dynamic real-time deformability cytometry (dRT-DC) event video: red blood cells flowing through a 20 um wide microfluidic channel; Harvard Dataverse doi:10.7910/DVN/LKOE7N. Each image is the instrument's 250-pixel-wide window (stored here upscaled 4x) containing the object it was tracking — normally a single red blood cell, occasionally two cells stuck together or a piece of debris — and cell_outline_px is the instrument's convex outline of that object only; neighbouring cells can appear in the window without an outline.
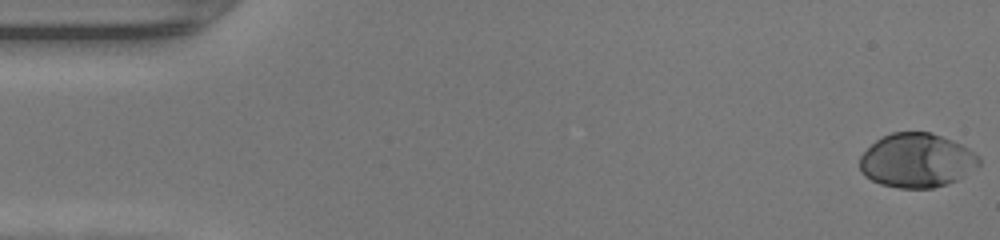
{"species": "human", "species_latin": "Homo sapiens", "temperature_condition": "warm", "stored_images_in_passage": 48, "camera_frame_rate_fps": 3000, "um_per_image_px": 0.085, "donor": {"sex": "female"}, "frame": {"image": 1, "passage_image": 1, "time_ms": 0.0, "image_size_px": [1000, 240], "cell_outline_px": [[980, 164], [964, 176], [948, 184], [932, 188], [900, 188], [880, 184], [864, 176], [860, 172], [860, 156], [876, 140], [892, 132], [932, 132], [952, 140], [968, 148], [980, 156]], "centroid_in_image_um": [77.93, 13.64], "position_along_channel_um": 7.1, "area_um2": 37.69}}
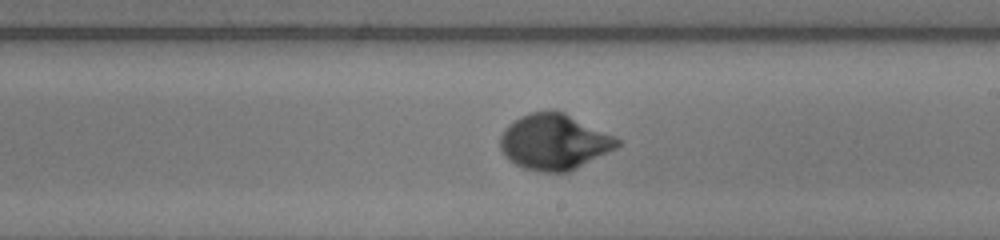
{"frame": {"image": 2, "passage_image": 28, "time_ms": 9.0, "image_size_px": [1000, 240], "cell_outline_px": [[620, 144], [616, 148], [568, 172], [540, 172], [524, 168], [508, 160], [504, 156], [500, 148], [500, 136], [504, 128], [512, 120], [528, 112], [552, 108], [564, 112], [620, 140]], "centroid_in_image_um": [47.03, 12.04], "position_along_channel_um": 242.0, "area_um2": 38.09}}
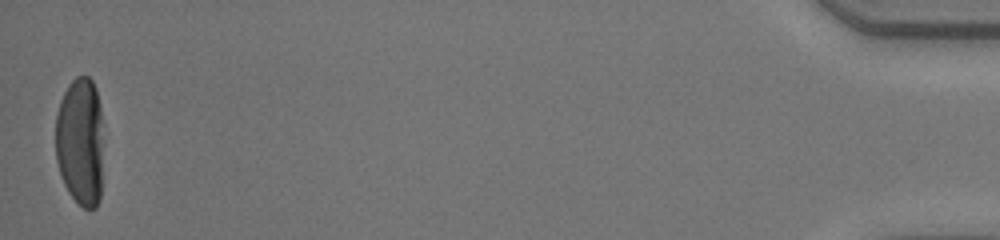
{"frame": {"image": 3, "passage_image": 48, "time_ms": 15.667, "image_size_px": [1000, 240], "cell_outline_px": [[100, 200], [96, 208], [84, 208], [68, 192], [64, 184], [56, 160], [56, 112], [60, 100], [68, 84], [76, 76], [88, 76], [92, 80], [96, 88], [100, 108]], "centroid_in_image_um": [6.78, 12.0], "position_along_channel_um": 428.4, "area_um2": 35.32}, "authors_computed_cell_mechanics": {"area_um2": 36.7608, "velocity_mm_per_s": 4.3018, "shape_relaxation_time_tau1_ms": 2.7119, "shape_relaxation_time_tau2_ms": null, "deformation_change_tau1": 0.191, "deformation_change_tau2": null}}